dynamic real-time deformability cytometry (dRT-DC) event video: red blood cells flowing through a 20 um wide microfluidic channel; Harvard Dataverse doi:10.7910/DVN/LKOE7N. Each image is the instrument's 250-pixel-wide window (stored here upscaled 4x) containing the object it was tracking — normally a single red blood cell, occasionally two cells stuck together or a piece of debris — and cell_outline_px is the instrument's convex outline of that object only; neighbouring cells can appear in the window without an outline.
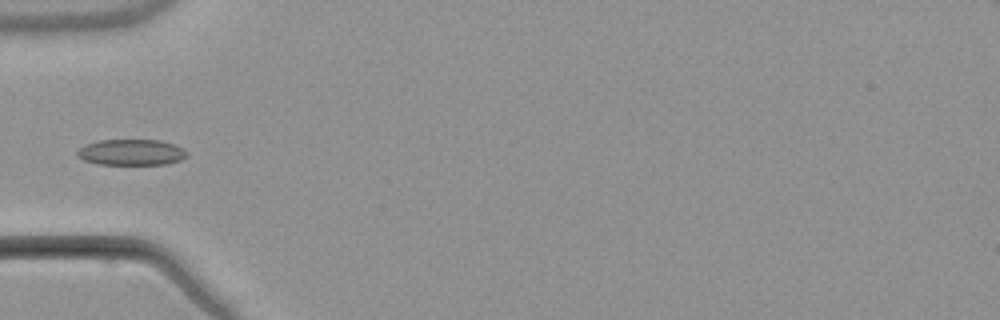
{"species": "common noctule bat (a hibernating species)", "species_latin": "Nyctalus noctula", "temperature_condition": "warm", "stored_images_in_passage": 2, "camera_frame_rate_fps": 3000, "um_per_image_px": 0.085, "animal": {"sex": "male", "body_mass_g": 21.5, "forearm_length_mm": 52.0}, "frame": {"image": 1, "passage_image": 2, "time_ms": 1.0, "image_size_px": [1000, 320], "cell_outline_px": [[188, 156], [180, 160], [164, 164], [100, 164], [84, 160], [76, 156], [76, 152], [84, 144], [100, 140], [160, 140], [176, 144], [184, 148], [188, 152]], "centroid_in_image_um": [11.18, 12.93], "position_along_channel_um": 73.8, "area_um2": 16.7}}